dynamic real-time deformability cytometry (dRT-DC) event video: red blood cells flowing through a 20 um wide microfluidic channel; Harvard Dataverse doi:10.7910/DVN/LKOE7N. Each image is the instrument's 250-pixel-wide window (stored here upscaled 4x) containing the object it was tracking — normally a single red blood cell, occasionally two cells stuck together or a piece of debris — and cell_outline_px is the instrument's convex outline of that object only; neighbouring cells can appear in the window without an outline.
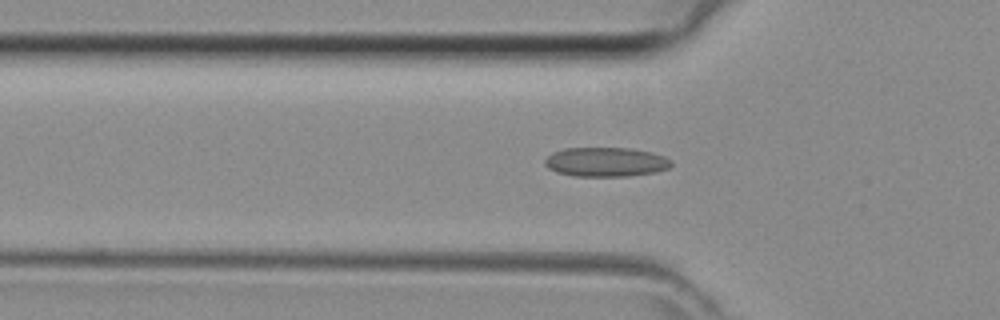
{"species": "common noctule bat (a hibernating species)", "species_latin": "Nyctalus noctula", "temperature_condition": "room temperature", "stored_images_in_passage": 32, "camera_frame_rate_fps": 3000, "um_per_image_px": 0.085, "animal": {"sex": "female", "body_mass_g": 29.2, "forearm_length_mm": 56.3}, "frame": {"image": 1, "passage_image": 8, "time_ms": 2.333, "image_size_px": [1000, 320], "cell_outline_px": [[672, 164], [668, 168], [656, 172], [624, 176], [572, 176], [556, 172], [548, 168], [544, 164], [544, 160], [552, 152], [564, 148], [632, 148], [652, 152], [664, 156], [672, 160]], "centroid_in_image_um": [51.48, 13.76], "position_along_channel_um": 74.3, "area_um2": 21.73}}
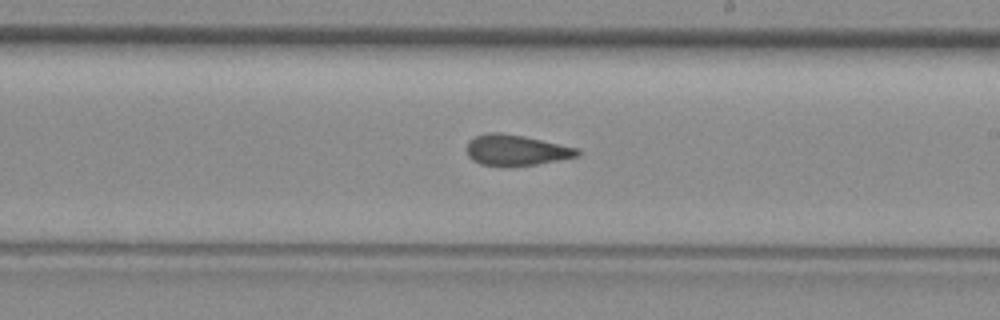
{"frame": {"image": 2, "passage_image": 19, "time_ms": 6.0, "image_size_px": [1000, 320], "cell_outline_px": [[580, 156], [536, 164], [480, 164], [472, 160], [468, 156], [468, 140], [476, 136], [488, 132], [500, 132], [524, 136], [580, 148]], "centroid_in_image_um": [43.91, 12.73], "position_along_channel_um": 245.1, "area_um2": 19.42}}
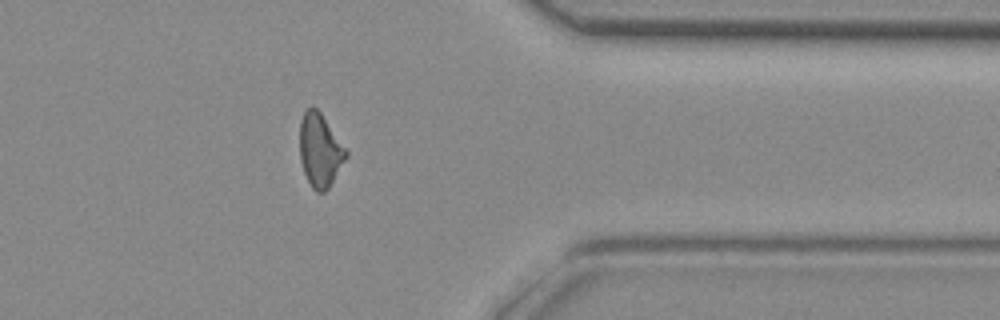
{"frame": {"image": 3, "passage_image": 29, "time_ms": 9.333, "image_size_px": [1000, 320], "cell_outline_px": [[348, 156], [328, 188], [324, 192], [316, 192], [312, 188], [304, 172], [300, 160], [300, 120], [304, 112], [312, 104], [320, 112], [348, 152]], "centroid_in_image_um": [27.19, 12.77], "position_along_channel_um": 384.2, "area_um2": 19.59}}